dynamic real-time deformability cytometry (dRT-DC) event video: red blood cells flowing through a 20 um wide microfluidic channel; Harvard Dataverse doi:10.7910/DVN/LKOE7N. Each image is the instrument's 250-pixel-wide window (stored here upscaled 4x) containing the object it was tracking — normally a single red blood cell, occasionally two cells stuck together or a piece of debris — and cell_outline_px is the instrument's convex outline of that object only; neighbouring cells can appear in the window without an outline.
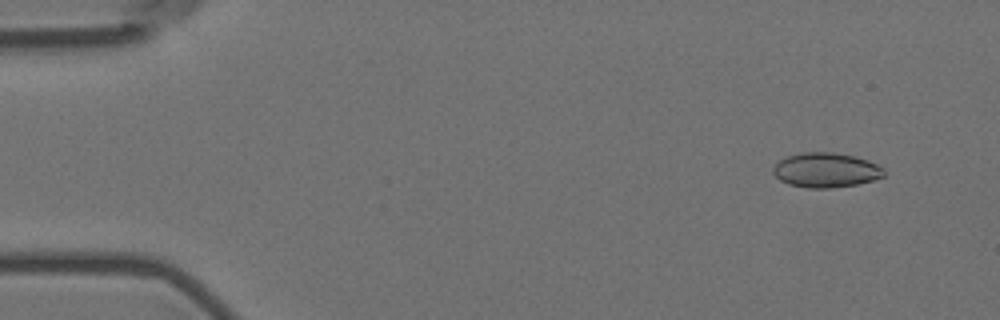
{"species": "Egyptian fruit bat (a non-hibernating species)", "species_latin": "Rousettus aegyptiacus", "temperature_condition": "room temperature", "stored_images_in_passage": 53, "camera_frame_rate_fps": 3000, "um_per_image_px": 0.085, "animal": {"sex": "female"}, "frame": {"image": 1, "passage_image": 1, "time_ms": 0.0, "image_size_px": [1000, 320], "cell_outline_px": [[884, 176], [872, 180], [856, 184], [832, 188], [808, 188], [788, 184], [780, 180], [772, 172], [772, 168], [780, 160], [788, 156], [800, 152], [832, 152], [856, 156], [868, 160], [884, 168]], "centroid_in_image_um": [70.19, 14.45], "position_along_channel_um": 14.8, "area_um2": 22.43}}
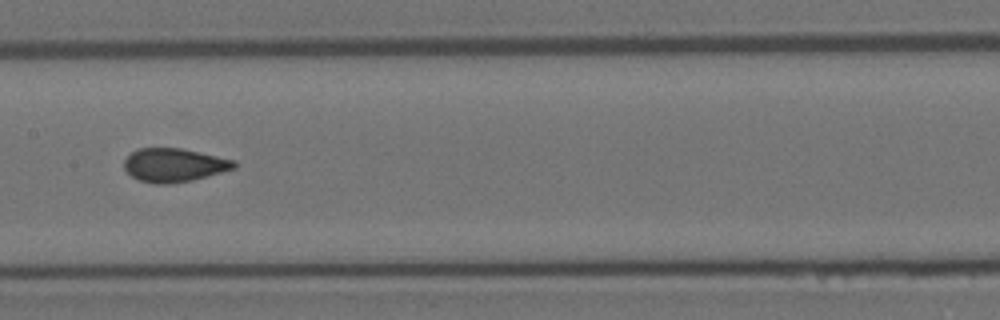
{"frame": {"image": 2, "passage_image": 25, "time_ms": 8.0, "image_size_px": [1000, 320], "cell_outline_px": [[236, 168], [192, 180], [168, 184], [152, 184], [140, 180], [132, 176], [124, 168], [124, 160], [136, 148], [180, 148], [236, 160]], "centroid_in_image_um": [14.79, 14.03], "position_along_channel_um": 192.6, "area_um2": 21.44}}
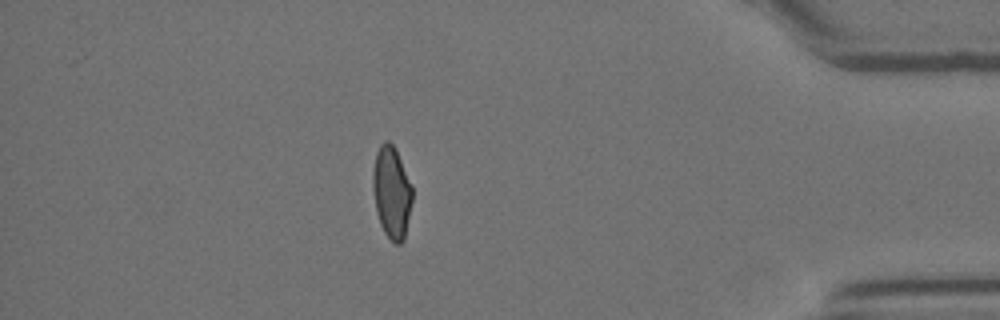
{"frame": {"image": 3, "passage_image": 46, "time_ms": 15.0, "image_size_px": [1000, 320], "cell_outline_px": [[412, 200], [404, 240], [400, 244], [396, 244], [384, 232], [380, 224], [376, 212], [372, 188], [372, 172], [376, 152], [380, 144], [384, 140], [388, 140], [396, 148], [412, 184]], "centroid_in_image_um": [33.28, 16.3], "position_along_channel_um": 401.9, "area_um2": 21.44}}